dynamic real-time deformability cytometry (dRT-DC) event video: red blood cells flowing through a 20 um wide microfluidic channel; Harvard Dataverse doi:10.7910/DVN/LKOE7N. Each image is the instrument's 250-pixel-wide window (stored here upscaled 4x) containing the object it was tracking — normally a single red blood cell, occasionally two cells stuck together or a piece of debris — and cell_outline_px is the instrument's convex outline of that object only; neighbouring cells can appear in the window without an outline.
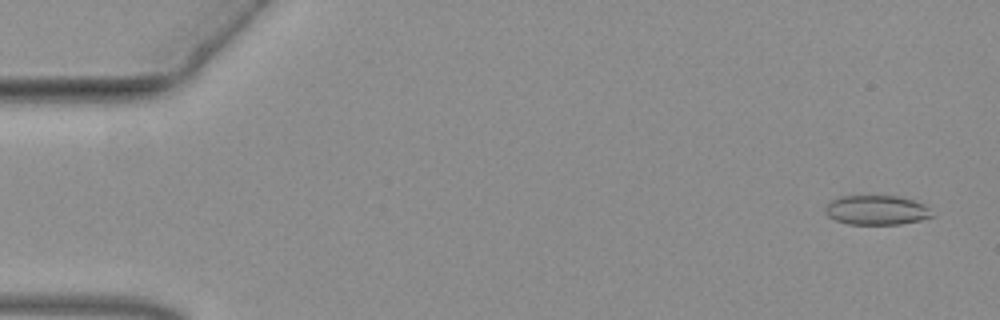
{"species": "common noctule bat (a hibernating species)", "species_latin": "Nyctalus noctula", "temperature_condition": "warm", "stored_images_in_passage": 53, "camera_frame_rate_fps": 3000, "um_per_image_px": 0.085, "animal": {"sex": "female", "body_mass_g": 19.3, "forearm_length_mm": 54.1}, "frame": {"image": 1, "passage_image": 3, "time_ms": 0.667, "image_size_px": [1000, 320], "cell_outline_px": [[936, 216], [920, 220], [900, 224], [848, 224], [836, 220], [828, 216], [824, 212], [824, 208], [832, 200], [840, 196], [900, 196], [912, 200], [928, 208]], "centroid_in_image_um": [74.49, 17.86], "position_along_channel_um": 10.5, "area_um2": 18.26}}
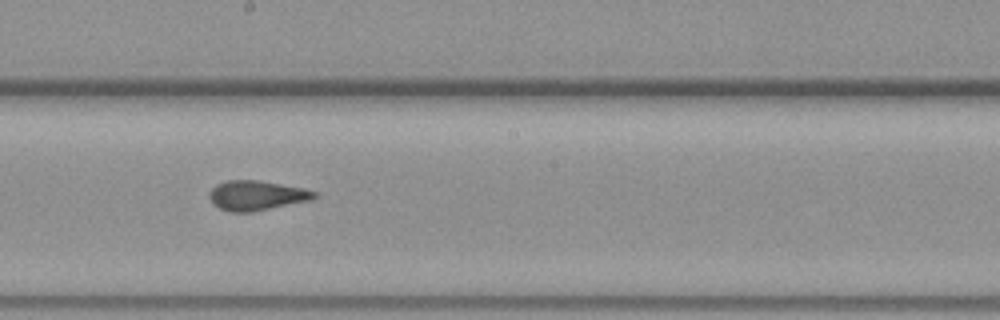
{"frame": {"image": 2, "passage_image": 31, "time_ms": 10.0, "image_size_px": [1000, 320], "cell_outline_px": [[320, 196], [312, 200], [252, 212], [232, 212], [220, 208], [212, 204], [208, 196], [208, 192], [216, 184], [228, 180], [256, 180], [304, 188], [316, 192]], "centroid_in_image_um": [21.81, 16.62], "position_along_channel_um": 226.4, "area_um2": 18.32}}
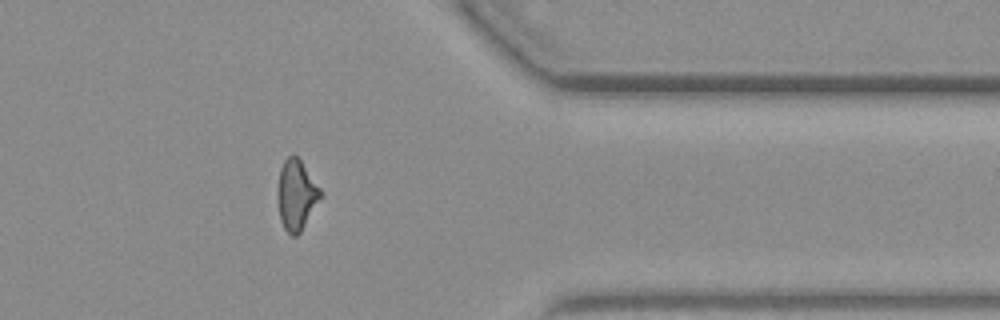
{"frame": {"image": 3, "passage_image": 45, "time_ms": 14.667, "image_size_px": [1000, 320], "cell_outline_px": [[320, 196], [300, 232], [296, 236], [292, 236], [284, 228], [280, 220], [280, 168], [284, 160], [288, 156], [296, 156], [300, 160], [320, 188]], "centroid_in_image_um": [25.2, 16.56], "position_along_channel_um": 386.2, "area_um2": 16.36}}